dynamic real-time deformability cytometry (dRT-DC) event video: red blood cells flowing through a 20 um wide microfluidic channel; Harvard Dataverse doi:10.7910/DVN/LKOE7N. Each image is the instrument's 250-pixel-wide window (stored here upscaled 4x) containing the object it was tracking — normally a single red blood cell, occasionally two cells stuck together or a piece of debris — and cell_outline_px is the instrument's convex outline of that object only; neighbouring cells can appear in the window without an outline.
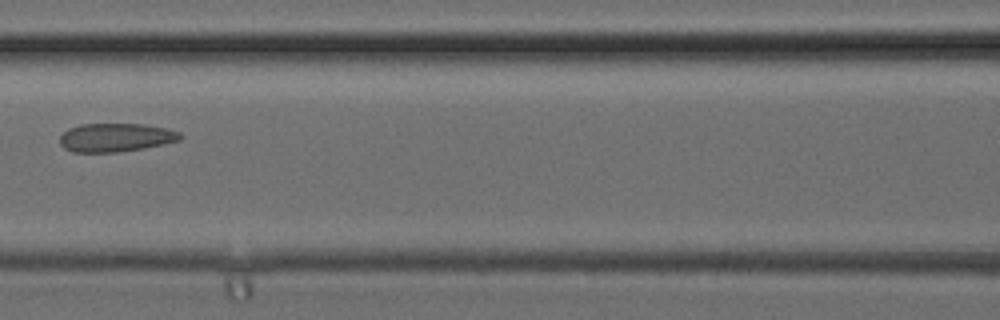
{"species": "common noctule bat (a hibernating species)", "species_latin": "Nyctalus noctula", "temperature_condition": "cold", "stored_images_in_passage": 6, "camera_frame_rate_fps": 3000, "um_per_image_px": 0.085, "animal": {"sex": "female", "body_mass_g": 24.6, "forearm_length_mm": 56.2}, "frame": {"image": 1, "passage_image": 6, "time_ms": 1.667, "image_size_px": [1000, 320], "cell_outline_px": [[184, 136], [180, 140], [144, 148], [116, 152], [72, 152], [64, 148], [60, 144], [60, 136], [68, 128], [80, 124], [144, 124], [168, 128], [180, 132]], "centroid_in_image_um": [9.85, 11.68], "position_along_channel_um": 156.8, "area_um2": 20.11}}